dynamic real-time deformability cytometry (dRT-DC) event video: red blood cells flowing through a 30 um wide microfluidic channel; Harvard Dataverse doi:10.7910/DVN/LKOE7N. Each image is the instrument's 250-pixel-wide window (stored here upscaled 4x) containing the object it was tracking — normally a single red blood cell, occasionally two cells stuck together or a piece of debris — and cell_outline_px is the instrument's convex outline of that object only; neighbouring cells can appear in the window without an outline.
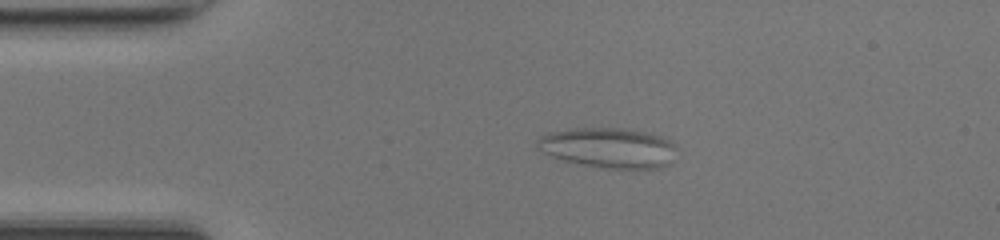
{"species": "common noctule bat (a hibernating species)", "species_latin": "Nyctalus noctula", "temperature_condition": "room temperature", "stored_images_in_passage": 51, "camera_frame_rate_fps": 3000, "um_per_image_px": 0.085, "animal": {"sex": "female", "body_mass_g": 17.0, "forearm_length_mm": 48.0}, "frame": {"image": 1, "passage_image": 10, "time_ms": 3.0, "image_size_px": [1000, 240], "cell_outline_px": [[676, 148], [668, 164], [660, 168], [600, 168], [580, 164], [564, 160], [552, 156], [536, 148], [536, 140], [540, 136], [548, 132], [572, 128], [620, 128], [648, 132], [660, 136], [668, 140]], "centroid_in_image_um": [51.67, 12.55], "position_along_channel_um": 33.3, "area_um2": 32.54}}
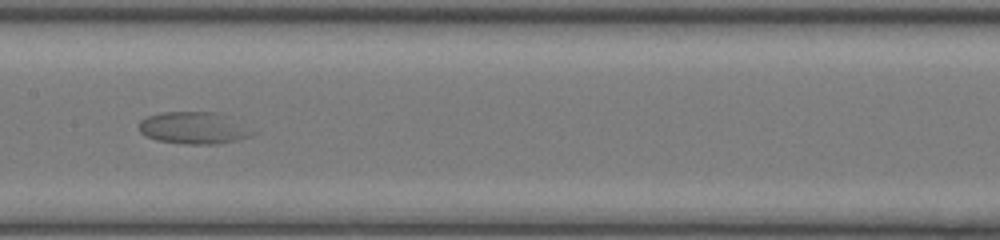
{"frame": {"image": 2, "passage_image": 25, "time_ms": 8.0, "image_size_px": [1000, 240], "cell_outline_px": [[260, 132], [252, 136], [236, 140], [216, 144], [184, 144], [156, 140], [140, 132], [140, 120], [148, 116], [160, 112], [216, 112]], "centroid_in_image_um": [16.5, 10.88], "position_along_channel_um": 190.9, "area_um2": 21.15}}
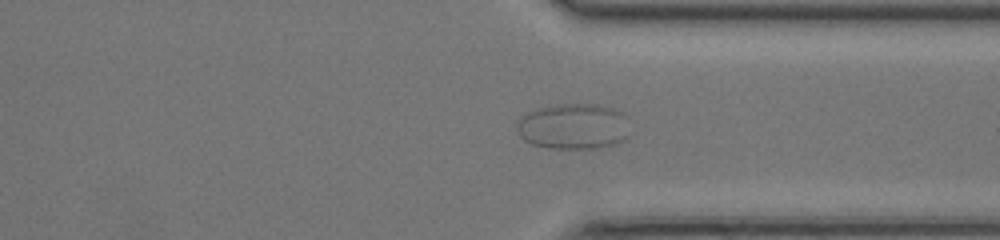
{"frame": {"image": 3, "passage_image": 38, "time_ms": 12.333, "image_size_px": [1000, 240], "cell_outline_px": [[628, 136], [624, 140], [616, 144], [596, 148], [548, 148], [532, 144], [524, 140], [520, 136], [516, 128], [516, 124], [520, 116], [536, 108], [560, 104], [596, 104], [612, 108], [628, 116]], "centroid_in_image_um": [48.74, 10.74], "position_along_channel_um": 362.7, "area_um2": 30.46}}